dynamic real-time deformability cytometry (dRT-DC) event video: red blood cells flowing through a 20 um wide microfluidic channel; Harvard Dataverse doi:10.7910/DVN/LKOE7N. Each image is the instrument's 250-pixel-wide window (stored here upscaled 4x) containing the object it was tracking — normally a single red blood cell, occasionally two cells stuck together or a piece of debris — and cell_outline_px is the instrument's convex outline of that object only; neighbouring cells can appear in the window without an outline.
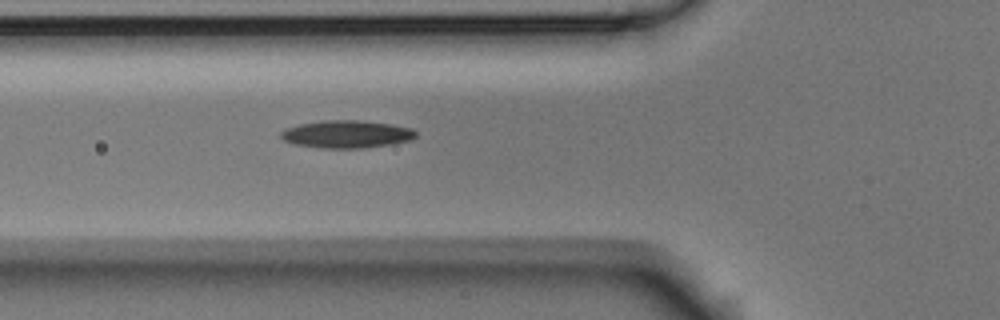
{"species": "Egyptian fruit bat (a non-hibernating species)", "species_latin": "Rousettus aegyptiacus", "temperature_condition": "room temperature", "stored_images_in_passage": 2, "camera_frame_rate_fps": 3000, "um_per_image_px": 0.085, "animal": {"sex": "male"}, "frame": {"image": 1, "passage_image": 2, "time_ms": 0.333, "image_size_px": [1000, 320], "cell_outline_px": [[416, 136], [412, 140], [364, 148], [320, 148], [296, 144], [284, 140], [280, 136], [280, 132], [284, 128], [300, 124], [320, 120], [364, 120], [392, 124], [412, 128], [416, 132]], "centroid_in_image_um": [29.46, 11.39], "position_along_channel_um": 96.3, "area_um2": 21.85}}